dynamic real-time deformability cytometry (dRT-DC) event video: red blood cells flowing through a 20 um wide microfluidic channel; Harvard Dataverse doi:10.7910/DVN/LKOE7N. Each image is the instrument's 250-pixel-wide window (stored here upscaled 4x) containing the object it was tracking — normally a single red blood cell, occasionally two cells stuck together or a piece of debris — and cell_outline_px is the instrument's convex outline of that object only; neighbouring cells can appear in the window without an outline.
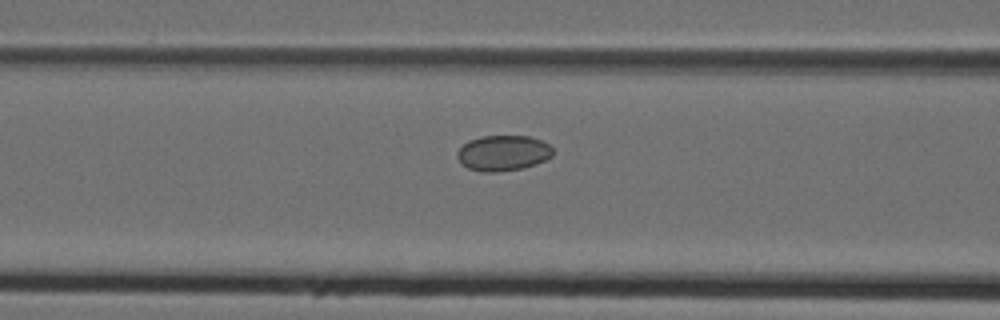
{"species": "Egyptian fruit bat (a non-hibernating species)", "species_latin": "Rousettus aegyptiacus", "temperature_condition": "cold", "stored_images_in_passage": 37, "camera_frame_rate_fps": 3000, "um_per_image_px": 0.085, "animal": {"sex": "female"}, "frame": {"image": 1, "passage_image": 16, "time_ms": 5.0, "image_size_px": [1000, 320], "cell_outline_px": [[556, 152], [552, 156], [536, 164], [524, 168], [496, 172], [484, 172], [468, 168], [456, 156], [456, 152], [468, 140], [480, 136], [528, 136], [540, 140], [548, 144]], "centroid_in_image_um": [42.78, 13.0], "position_along_channel_um": 123.8, "area_um2": 19.83}}
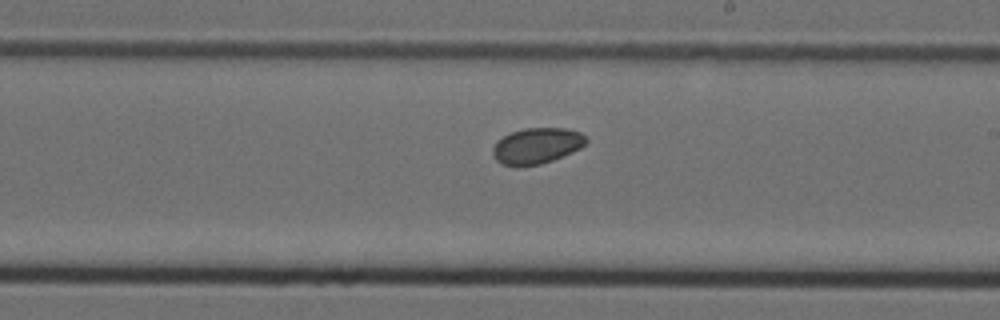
{"frame": {"image": 2, "passage_image": 25, "time_ms": 8.0, "image_size_px": [1000, 320], "cell_outline_px": [[588, 140], [580, 148], [572, 152], [552, 160], [540, 164], [516, 168], [500, 164], [492, 156], [492, 148], [496, 140], [512, 132], [524, 128], [564, 128], [580, 132]], "centroid_in_image_um": [45.56, 12.42], "position_along_channel_um": 243.4, "area_um2": 19.77}}
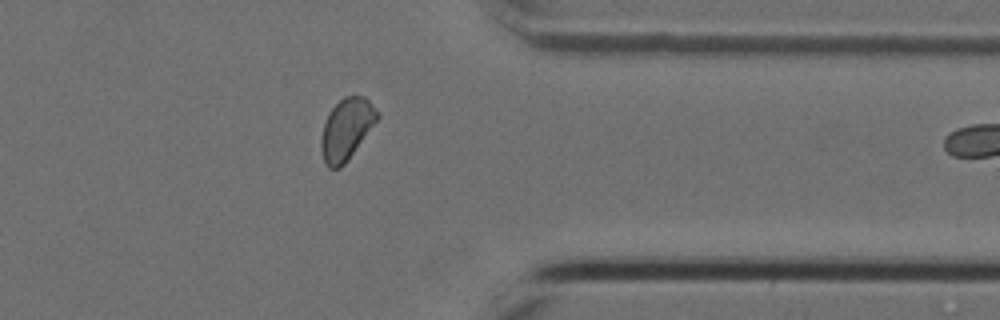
{"frame": {"image": 3, "passage_image": 36, "time_ms": 11.667, "image_size_px": [1000, 320], "cell_outline_px": [[380, 116], [344, 164], [340, 168], [328, 168], [324, 164], [320, 148], [320, 140], [324, 124], [332, 108], [344, 96], [364, 96], [368, 100]], "centroid_in_image_um": [29.41, 10.99], "position_along_channel_um": 382.0, "area_um2": 19.65}}